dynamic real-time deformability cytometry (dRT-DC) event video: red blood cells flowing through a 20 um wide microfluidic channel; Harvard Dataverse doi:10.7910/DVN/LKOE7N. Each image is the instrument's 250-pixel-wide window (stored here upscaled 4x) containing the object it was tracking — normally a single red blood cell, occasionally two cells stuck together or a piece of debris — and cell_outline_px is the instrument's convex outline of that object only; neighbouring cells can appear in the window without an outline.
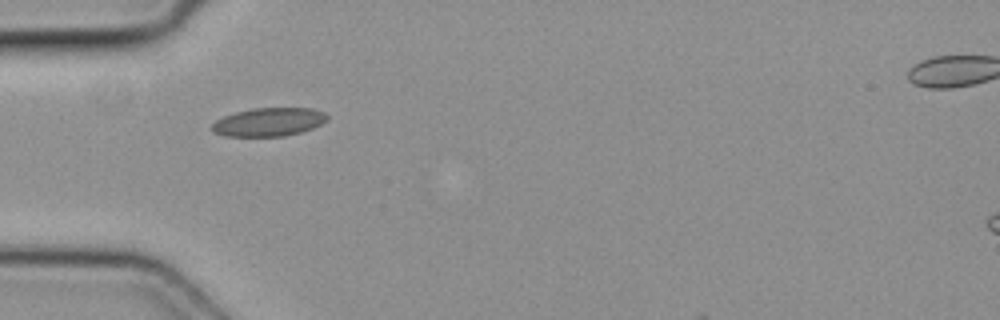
{"species": "common noctule bat (a hibernating species)", "species_latin": "Nyctalus noctula", "temperature_condition": "cold", "stored_images_in_passage": 6, "camera_frame_rate_fps": 3000, "um_per_image_px": 0.085, "animal": {"sex": "female", "body_mass_g": 19.3, "forearm_length_mm": 54.1}, "frame": {"image": 1, "passage_image": 3, "time_ms": 0.667, "image_size_px": [1000, 320], "cell_outline_px": [[328, 120], [312, 128], [300, 132], [284, 136], [224, 136], [212, 132], [212, 124], [216, 120], [224, 116], [236, 112], [252, 108], [312, 108], [324, 112], [328, 116]], "centroid_in_image_um": [22.84, 10.37], "position_along_channel_um": 62.2, "area_um2": 19.07}}
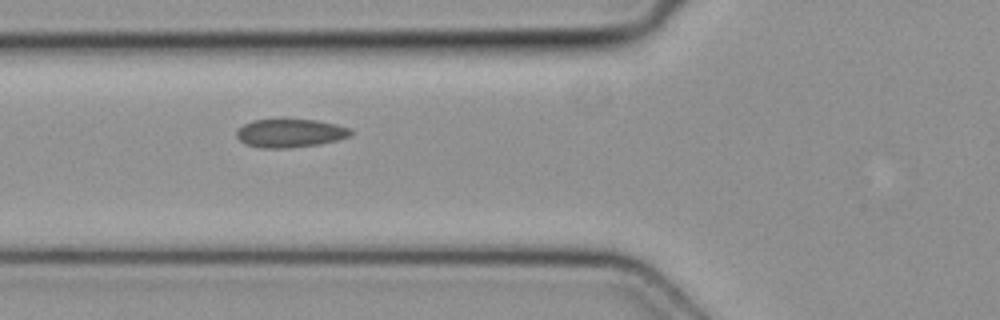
{"frame": {"image": 2, "passage_image": 4, "time_ms": 1.0, "image_size_px": [1000, 320], "cell_outline_px": [[352, 132], [348, 136], [336, 140], [320, 144], [284, 148], [260, 148], [244, 144], [236, 136], [236, 132], [244, 124], [252, 120], [316, 120], [336, 124], [352, 128]], "centroid_in_image_um": [24.65, 11.32], "position_along_channel_um": 101.2, "area_um2": 18.73}}
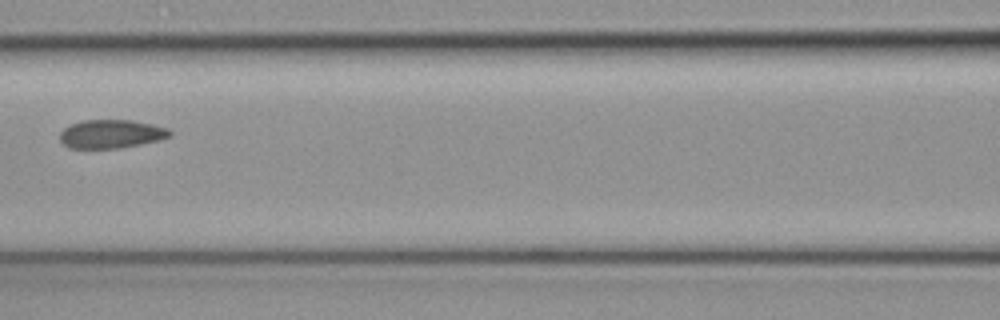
{"frame": {"image": 3, "passage_image": 5, "time_ms": 1.333, "image_size_px": [1000, 320], "cell_outline_px": [[172, 136], [140, 144], [120, 148], [68, 148], [60, 140], [60, 132], [68, 124], [84, 120], [132, 120], [152, 124], [168, 128], [172, 132]], "centroid_in_image_um": [9.43, 11.38], "position_along_channel_um": 157.2, "area_um2": 18.32}}